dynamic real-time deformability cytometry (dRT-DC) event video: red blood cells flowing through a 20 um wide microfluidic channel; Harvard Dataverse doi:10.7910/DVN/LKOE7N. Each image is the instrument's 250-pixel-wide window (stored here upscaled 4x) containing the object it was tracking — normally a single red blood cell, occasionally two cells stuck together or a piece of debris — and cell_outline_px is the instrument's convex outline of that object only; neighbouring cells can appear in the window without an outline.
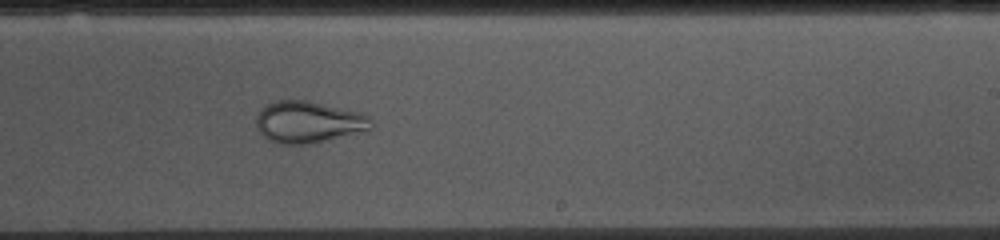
{"species": "common noctule bat (a hibernating species)", "species_latin": "Nyctalus noctula", "temperature_condition": "cold", "stored_images_in_passage": 53, "camera_frame_rate_fps": 3000, "um_per_image_px": 0.085, "animal": {"sex": "female", "body_mass_g": 10.0, "forearm_length_mm": 53.1}, "frame": {"image": 1, "passage_image": 31, "time_ms": 10.0, "image_size_px": [1000, 240], "cell_outline_px": [[372, 128], [368, 132], [308, 144], [276, 144], [268, 140], [256, 128], [256, 116], [260, 108], [276, 100], [308, 100], [360, 112], [368, 116], [372, 124]], "centroid_in_image_um": [26.22, 10.38], "position_along_channel_um": 262.8, "area_um2": 28.44}}
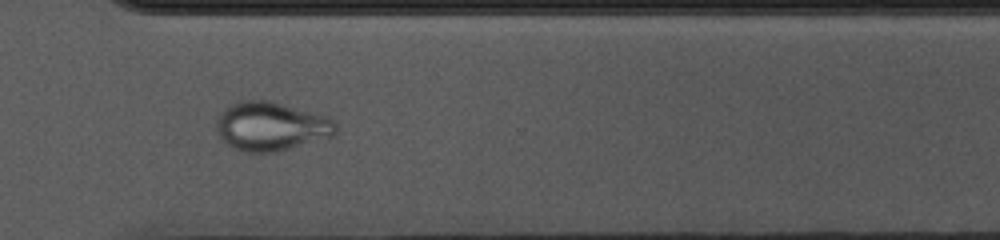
{"frame": {"image": 2, "passage_image": 38, "time_ms": 12.333, "image_size_px": [1000, 240], "cell_outline_px": [[336, 132], [332, 136], [288, 148], [272, 152], [244, 152], [228, 144], [220, 136], [216, 128], [216, 120], [220, 112], [228, 104], [240, 100], [272, 100], [324, 116], [332, 120], [336, 124]], "centroid_in_image_um": [22.98, 10.71], "position_along_channel_um": 347.6, "area_um2": 33.64}}